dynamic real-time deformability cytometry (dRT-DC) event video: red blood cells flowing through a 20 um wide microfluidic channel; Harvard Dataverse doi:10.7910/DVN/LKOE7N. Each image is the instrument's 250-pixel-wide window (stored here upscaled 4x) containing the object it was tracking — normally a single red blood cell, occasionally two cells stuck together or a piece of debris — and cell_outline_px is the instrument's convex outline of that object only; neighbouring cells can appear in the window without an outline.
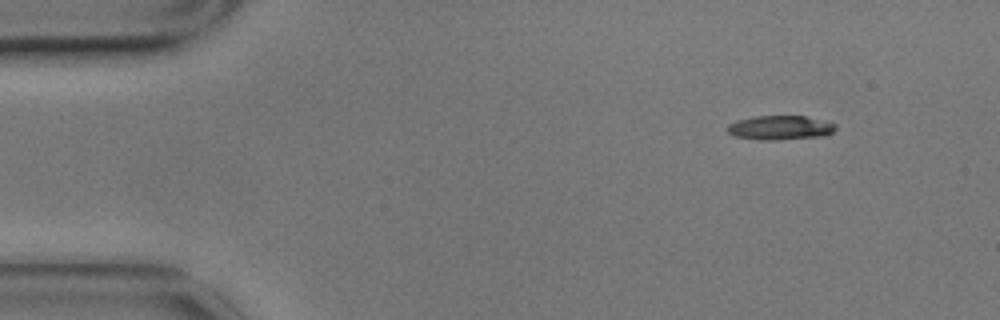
{"species": "common noctule bat (a hibernating species)", "species_latin": "Nyctalus noctula", "temperature_condition": "cold", "stored_images_in_passage": 4, "camera_frame_rate_fps": 3000, "um_per_image_px": 0.085, "animal": {"sex": "male", "body_mass_g": 17.9}, "frame": {"image": 1, "passage_image": 1, "time_ms": 0.0, "image_size_px": [1000, 320], "cell_outline_px": [[836, 128], [832, 132], [824, 136], [776, 140], [760, 140], [732, 136], [728, 132], [728, 124], [736, 120], [756, 116], [804, 116], [836, 124]], "centroid_in_image_um": [66.28, 10.86], "position_along_channel_um": 18.7, "area_um2": 15.26}}
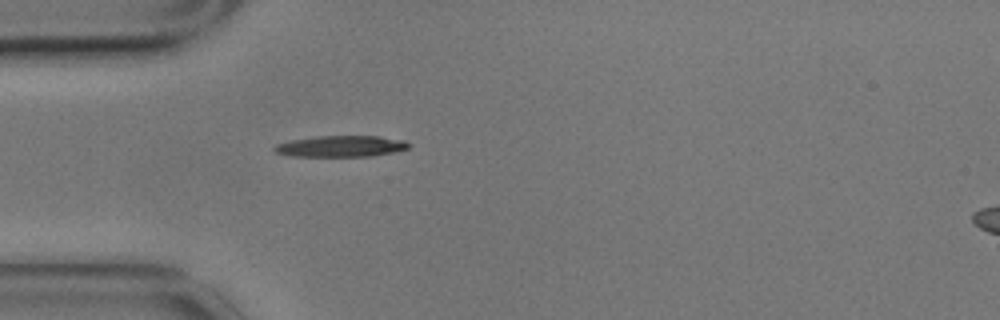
{"frame": {"image": 2, "passage_image": 4, "time_ms": 1.0, "image_size_px": [1000, 320], "cell_outline_px": [[412, 144], [408, 148], [392, 152], [372, 156], [288, 156], [276, 152], [272, 148], [276, 144], [288, 140], [316, 136], [380, 136], [404, 140]], "centroid_in_image_um": [28.95, 12.42], "position_along_channel_um": 56.0, "area_um2": 16.7}}